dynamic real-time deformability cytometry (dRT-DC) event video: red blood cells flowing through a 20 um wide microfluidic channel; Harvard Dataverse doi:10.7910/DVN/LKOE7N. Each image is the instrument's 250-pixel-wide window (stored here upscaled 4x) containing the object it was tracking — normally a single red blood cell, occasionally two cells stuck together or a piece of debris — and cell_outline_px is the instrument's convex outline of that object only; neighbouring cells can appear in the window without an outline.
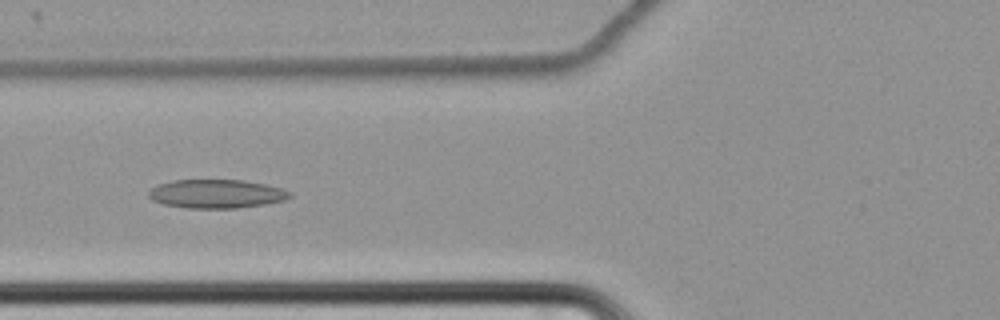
{"species": "common noctule bat (a hibernating species)", "species_latin": "Nyctalus noctula", "temperature_condition": "cold", "stored_images_in_passage": 65, "camera_frame_rate_fps": 3000, "um_per_image_px": 0.085, "animal": {"sex": "female", "body_mass_g": 22.7, "forearm_length_mm": 54.2}, "frame": {"image": 1, "passage_image": 29, "time_ms": 9.333, "image_size_px": [1000, 320], "cell_outline_px": [[292, 196], [284, 200], [264, 204], [236, 208], [188, 208], [164, 204], [152, 200], [148, 196], [148, 192], [156, 184], [172, 180], [244, 180], [264, 184], [280, 188], [292, 192]], "centroid_in_image_um": [18.37, 16.47], "position_along_channel_um": 107.4, "area_um2": 23.58}}
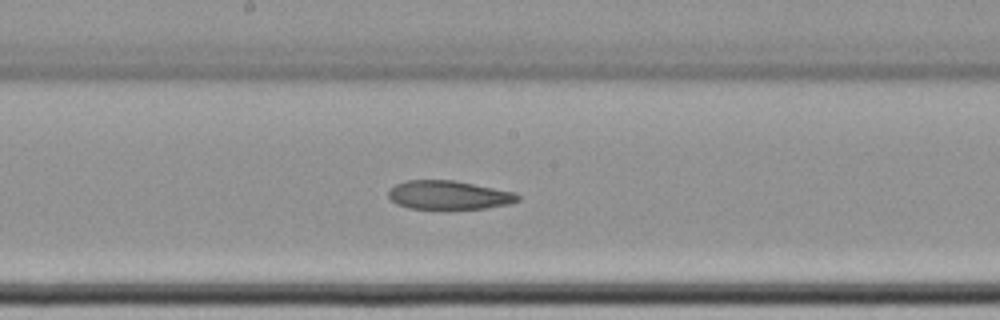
{"frame": {"image": 2, "passage_image": 38, "time_ms": 12.333, "image_size_px": [1000, 320], "cell_outline_px": [[520, 200], [508, 204], [484, 208], [444, 212], [408, 208], [396, 204], [388, 196], [388, 192], [396, 184], [408, 180], [456, 180], [516, 192], [520, 196]], "centroid_in_image_um": [38.16, 16.62], "position_along_channel_um": 210.0, "area_um2": 22.66}}
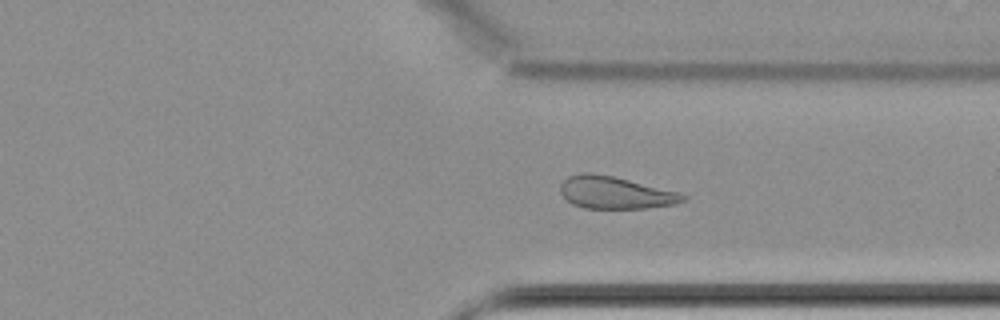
{"frame": {"image": 3, "passage_image": 51, "time_ms": 16.667, "image_size_px": [1000, 320], "cell_outline_px": [[688, 200], [672, 204], [648, 208], [584, 208], [572, 204], [560, 192], [560, 184], [568, 176], [580, 172], [588, 172], [612, 176], [680, 192], [688, 196]], "centroid_in_image_um": [52.3, 16.37], "position_along_channel_um": 359.1, "area_um2": 23.06}}